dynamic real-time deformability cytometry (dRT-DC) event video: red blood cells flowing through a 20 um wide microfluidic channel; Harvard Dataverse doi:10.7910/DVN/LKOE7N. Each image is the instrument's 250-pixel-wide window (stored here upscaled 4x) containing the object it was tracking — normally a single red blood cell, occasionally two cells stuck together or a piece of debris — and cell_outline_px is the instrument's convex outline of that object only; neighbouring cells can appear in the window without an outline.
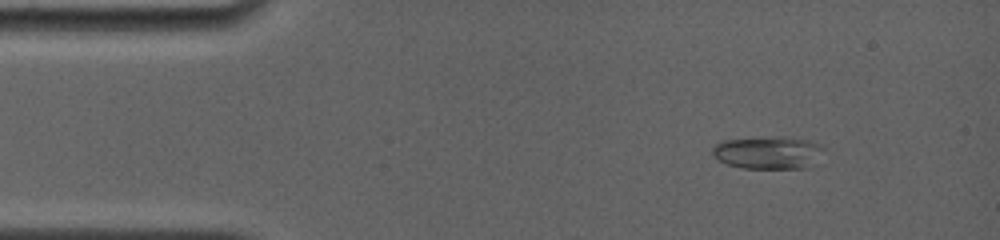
{"species": "common noctule bat (a hibernating species)", "species_latin": "Nyctalus noctula", "temperature_condition": "room temperature", "stored_images_in_passage": 4, "camera_frame_rate_fps": 4000, "um_per_image_px": 0.085, "animal": {"sex": "female", "body_mass_g": 19.0, "forearm_length_mm": 56.7}, "frame": {"image": 1, "passage_image": 2, "time_ms": 1.25, "image_size_px": [1000, 240], "cell_outline_px": [[824, 148], [804, 168], [744, 168], [728, 164], [712, 156], [712, 148], [716, 144], [724, 140], [776, 136], [784, 136], [812, 140], [820, 144]], "centroid_in_image_um": [65.23, 12.94], "position_along_channel_um": 19.8, "area_um2": 20.87}}